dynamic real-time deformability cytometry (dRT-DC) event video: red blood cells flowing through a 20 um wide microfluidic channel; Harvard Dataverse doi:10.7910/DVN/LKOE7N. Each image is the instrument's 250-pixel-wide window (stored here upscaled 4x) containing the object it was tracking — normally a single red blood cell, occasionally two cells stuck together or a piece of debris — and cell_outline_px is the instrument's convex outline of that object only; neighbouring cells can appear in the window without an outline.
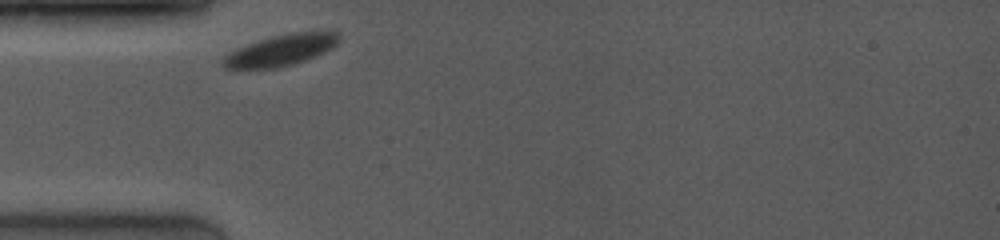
{"species": "common noctule bat (a hibernating species)", "species_latin": "Nyctalus noctula", "temperature_condition": "room temperature", "stored_images_in_passage": 28, "camera_frame_rate_fps": 4000, "um_per_image_px": 0.085, "animal": {"sex": "female", "body_mass_g": 19.0, "forearm_length_mm": 53.3}, "frame": {"image": 1, "passage_image": 1, "time_ms": 0.0, "image_size_px": [1000, 240], "cell_outline_px": [[340, 40], [332, 48], [316, 56], [280, 68], [236, 72], [232, 72], [224, 68], [220, 60], [224, 56], [248, 44], [260, 40], [276, 36], [296, 32], [336, 32], [340, 36]], "centroid_in_image_um": [23.77, 4.35], "position_along_channel_um": 61.2, "area_um2": 21.39}}
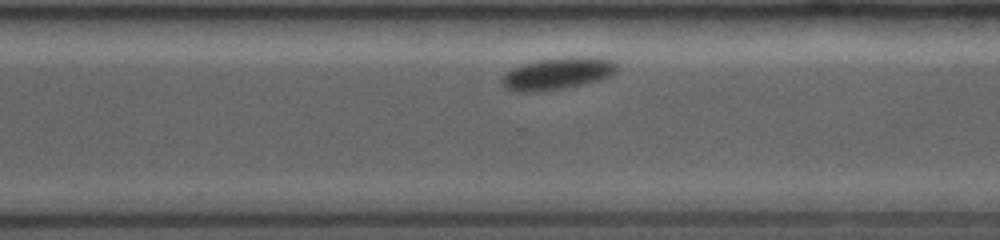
{"frame": {"image": 2, "passage_image": 22, "time_ms": 7.25, "image_size_px": [1000, 240], "cell_outline_px": [[620, 68], [612, 76], [600, 80], [560, 88], [532, 92], [512, 92], [504, 88], [500, 84], [500, 80], [512, 68], [536, 60], [580, 56], [584, 56], [612, 60], [620, 64]], "centroid_in_image_um": [47.41, 6.25], "position_along_channel_um": 323.2, "area_um2": 21.5}}
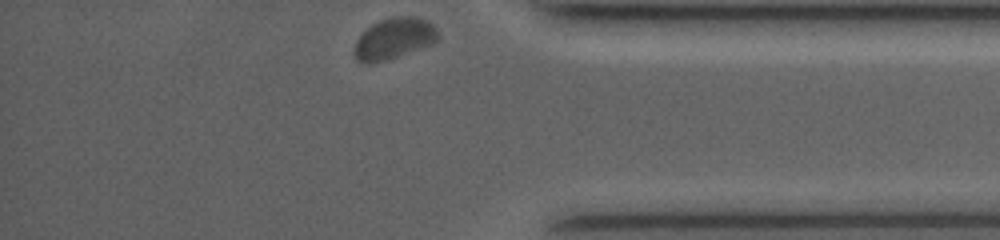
{"frame": {"image": 3, "passage_image": 28, "time_ms": 9.5, "image_size_px": [1000, 240], "cell_outline_px": [[440, 36], [432, 44], [372, 64], [368, 64], [356, 60], [356, 40], [372, 24], [380, 20], [396, 16], [416, 16], [432, 24], [440, 32]], "centroid_in_image_um": [33.52, 3.26], "position_along_channel_um": 401.7, "area_um2": 19.65}}